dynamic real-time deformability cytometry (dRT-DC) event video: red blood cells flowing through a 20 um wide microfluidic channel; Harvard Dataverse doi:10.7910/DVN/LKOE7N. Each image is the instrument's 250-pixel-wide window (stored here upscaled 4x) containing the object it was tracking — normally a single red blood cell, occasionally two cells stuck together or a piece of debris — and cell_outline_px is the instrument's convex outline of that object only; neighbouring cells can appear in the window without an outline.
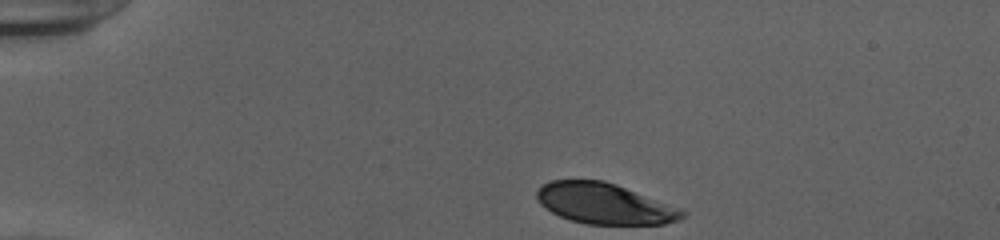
{"species": "human", "species_latin": "Homo sapiens", "temperature_condition": "cold", "stored_images_in_passage": 35, "camera_frame_rate_fps": 3000, "um_per_image_px": 0.085, "donor": {"sex": "female"}, "frame": {"image": 1, "passage_image": 1, "time_ms": 0.0, "image_size_px": [1000, 240], "cell_outline_px": [[688, 212], [680, 220], [664, 224], [584, 224], [560, 216], [544, 208], [540, 204], [536, 196], [536, 192], [544, 184], [552, 180], [604, 180], [616, 184], [680, 208]], "centroid_in_image_um": [51.39, 17.31], "position_along_channel_um": 33.6, "area_um2": 34.45}}
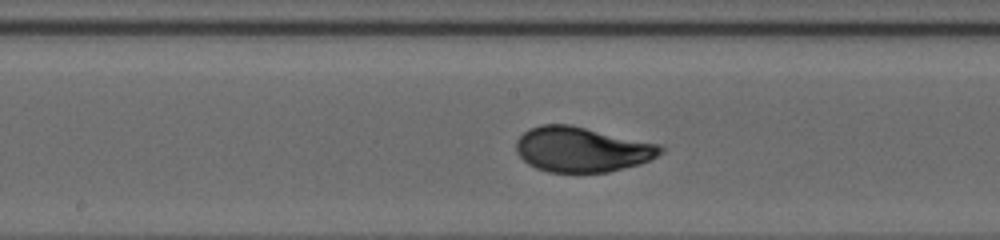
{"frame": {"image": 2, "passage_image": 19, "time_ms": 6.0, "image_size_px": [1000, 240], "cell_outline_px": [[664, 152], [640, 164], [608, 172], [548, 172], [536, 168], [528, 164], [516, 152], [516, 140], [528, 128], [540, 124], [568, 124], [664, 144]], "centroid_in_image_um": [49.48, 12.69], "position_along_channel_um": 198.7, "area_um2": 38.26}}
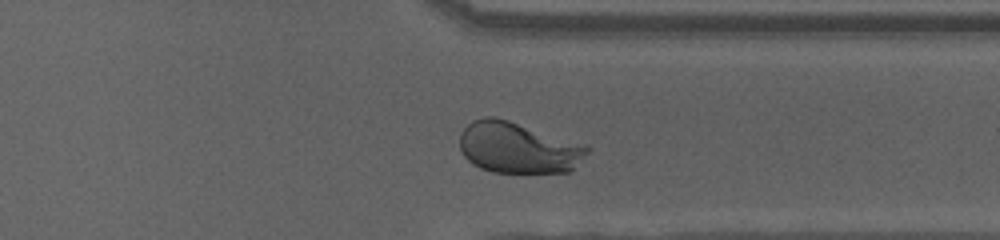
{"frame": {"image": 3, "passage_image": 32, "time_ms": 10.333, "image_size_px": [1000, 240], "cell_outline_px": [[588, 152], [572, 172], [492, 172], [480, 168], [472, 164], [464, 156], [460, 148], [460, 132], [472, 120], [484, 116], [492, 116], [508, 120], [588, 144]], "centroid_in_image_um": [44.05, 12.55], "position_along_channel_um": 367.3, "area_um2": 38.32}, "authors_computed_cell_mechanics": {"area_um2": 37.4544, "velocity_mm_per_s": 3.89, "shape_relaxation_time_tau1_ms": 3.607, "shape_relaxation_time_tau2_ms": null, "deformation_change_tau1": 0.1649, "deformation_change_tau2": null}}